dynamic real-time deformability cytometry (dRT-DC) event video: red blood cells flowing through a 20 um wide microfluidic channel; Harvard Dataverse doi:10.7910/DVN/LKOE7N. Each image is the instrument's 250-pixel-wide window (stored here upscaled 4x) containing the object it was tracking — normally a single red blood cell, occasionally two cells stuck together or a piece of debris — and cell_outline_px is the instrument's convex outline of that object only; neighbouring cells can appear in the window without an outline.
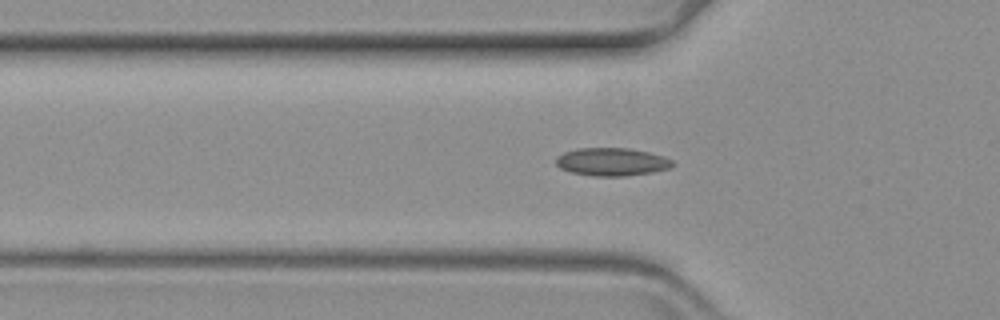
{"species": "common noctule bat (a hibernating species)", "species_latin": "Nyctalus noctula", "temperature_condition": "warm", "stored_images_in_passage": 43, "camera_frame_rate_fps": 3000, "um_per_image_px": 0.085, "animal": {"sex": "female", "body_mass_g": 19.3, "forearm_length_mm": 54.1}, "frame": {"image": 1, "passage_image": 8, "time_ms": 2.333, "image_size_px": [1000, 320], "cell_outline_px": [[676, 164], [672, 168], [652, 172], [624, 176], [592, 176], [572, 172], [560, 168], [556, 164], [556, 156], [564, 152], [576, 148], [628, 148], [648, 152], [664, 156], [672, 160]], "centroid_in_image_um": [52.02, 13.75], "position_along_channel_um": 73.8, "area_um2": 19.13}}
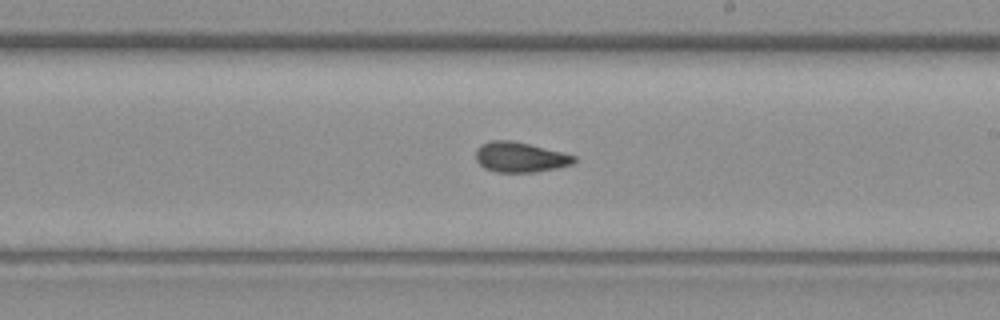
{"frame": {"image": 2, "passage_image": 23, "time_ms": 7.333, "image_size_px": [1000, 320], "cell_outline_px": [[576, 160], [572, 164], [556, 168], [532, 172], [496, 172], [484, 168], [476, 160], [476, 148], [480, 144], [492, 140], [512, 140], [576, 156]], "centroid_in_image_um": [44.16, 13.35], "position_along_channel_um": 244.8, "area_um2": 17.11}}
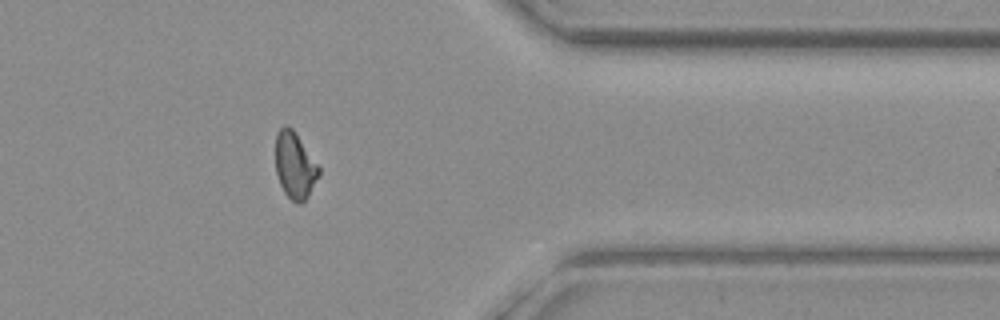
{"frame": {"image": 3, "passage_image": 37, "time_ms": 12.0, "image_size_px": [1000, 320], "cell_outline_px": [[320, 176], [308, 196], [300, 204], [296, 204], [284, 192], [280, 184], [276, 172], [276, 136], [280, 128], [284, 124], [288, 124], [292, 128], [320, 168]], "centroid_in_image_um": [25.06, 14.07], "position_along_channel_um": 386.3, "area_um2": 16.7}}